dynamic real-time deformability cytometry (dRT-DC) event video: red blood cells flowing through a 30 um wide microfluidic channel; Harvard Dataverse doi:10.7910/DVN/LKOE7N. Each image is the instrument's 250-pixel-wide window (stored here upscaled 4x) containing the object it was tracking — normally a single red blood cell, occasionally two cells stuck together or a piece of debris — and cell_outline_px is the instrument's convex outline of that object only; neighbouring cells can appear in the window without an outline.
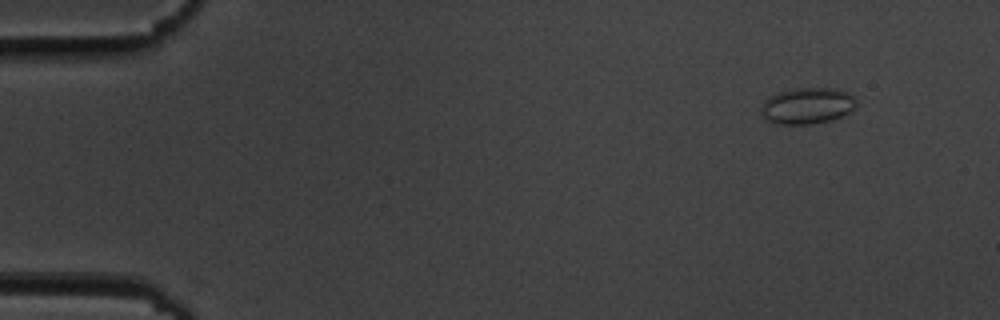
{"species": "common noctule bat (a hibernating species)", "species_latin": "Nyctalus noctula", "temperature_condition": "cold", "stored_images_in_passage": 12, "camera_frame_rate_fps": 3000, "um_per_image_px": 0.085, "animal": {"sex": "male", "body_mass_g": 19.5, "forearm_length_mm": 54.6}, "frame": {"image": 1, "passage_image": 1, "time_ms": 0.0, "image_size_px": [1000, 320], "cell_outline_px": [[856, 104], [848, 112], [832, 120], [808, 124], [776, 124], [764, 120], [760, 112], [760, 108], [764, 100], [768, 96], [792, 88], [840, 88], [856, 96]], "centroid_in_image_um": [68.58, 8.98], "position_along_channel_um": 16.4, "area_um2": 20.46}}